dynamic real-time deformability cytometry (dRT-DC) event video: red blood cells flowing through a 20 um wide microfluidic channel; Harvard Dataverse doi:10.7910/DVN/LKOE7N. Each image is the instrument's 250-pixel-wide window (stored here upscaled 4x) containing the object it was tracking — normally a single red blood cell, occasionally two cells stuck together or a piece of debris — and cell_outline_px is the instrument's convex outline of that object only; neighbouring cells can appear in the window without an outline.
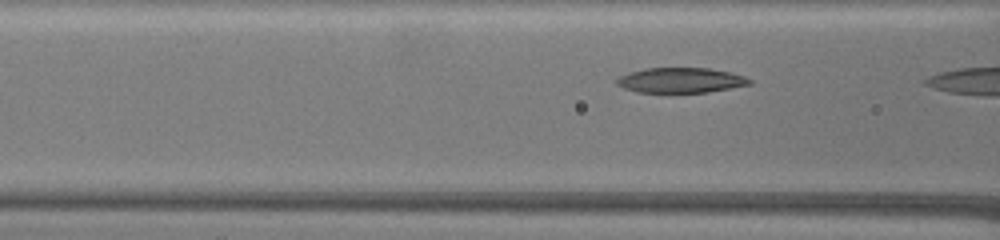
{"species": "common noctule bat (a hibernating species)", "species_latin": "Nyctalus noctula", "temperature_condition": "warm", "stored_images_in_passage": 5, "camera_frame_rate_fps": 3000, "um_per_image_px": 0.085, "animal": {"sex": "female", "body_mass_g": 19.5, "forearm_length_mm": 54.1}, "frame": {"image": 1, "passage_image": 4, "time_ms": 1.0, "image_size_px": [1000, 240], "cell_outline_px": [[752, 84], [732, 88], [708, 92], [636, 92], [624, 88], [616, 84], [616, 80], [620, 76], [628, 72], [644, 68], [708, 68], [732, 72], [744, 76], [752, 80]], "centroid_in_image_um": [57.88, 6.82], "position_along_channel_um": 108.7, "area_um2": 19.54}}